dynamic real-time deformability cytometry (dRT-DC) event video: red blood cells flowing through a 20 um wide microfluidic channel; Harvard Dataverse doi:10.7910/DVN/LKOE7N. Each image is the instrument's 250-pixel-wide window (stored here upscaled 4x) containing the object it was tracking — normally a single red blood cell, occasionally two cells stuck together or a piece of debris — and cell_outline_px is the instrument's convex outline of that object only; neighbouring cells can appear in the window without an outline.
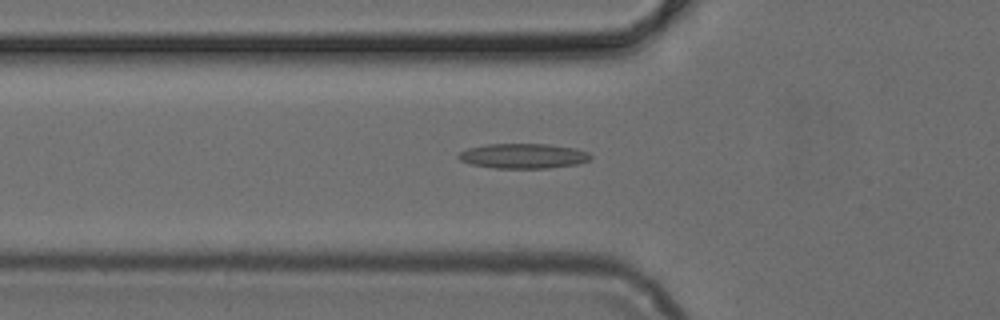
{"species": "common noctule bat (a hibernating species)", "species_latin": "Nyctalus noctula", "temperature_condition": "cold", "stored_images_in_passage": 48, "camera_frame_rate_fps": 3000, "um_per_image_px": 0.085, "animal": {"sex": "female", "body_mass_g": 24.6, "forearm_length_mm": 56.2}, "frame": {"image": 1, "passage_image": 16, "time_ms": 5.0, "image_size_px": [1000, 320], "cell_outline_px": [[592, 156], [588, 160], [576, 164], [548, 168], [496, 168], [472, 164], [460, 160], [456, 156], [460, 152], [468, 148], [488, 144], [548, 144], [576, 148], [588, 152]], "centroid_in_image_um": [44.48, 13.25], "position_along_channel_um": 81.3, "area_um2": 19.07}}
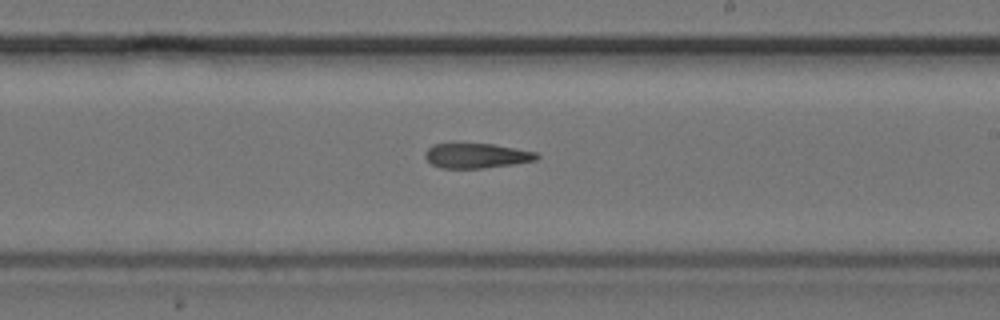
{"frame": {"image": 2, "passage_image": 28, "time_ms": 9.0, "image_size_px": [1000, 320], "cell_outline_px": [[540, 156], [536, 160], [512, 164], [484, 168], [440, 168], [432, 164], [424, 156], [424, 152], [432, 144], [452, 140], [456, 140], [492, 144], [516, 148], [536, 152]], "centroid_in_image_um": [40.41, 13.17], "position_along_channel_um": 248.6, "area_um2": 16.99}}
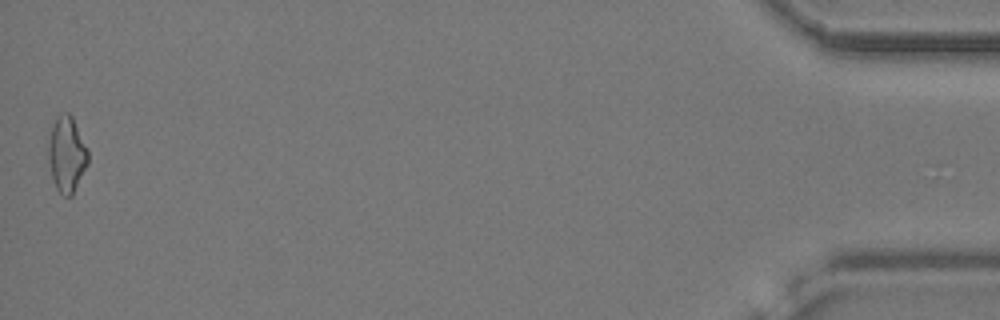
{"frame": {"image": 3, "passage_image": 48, "time_ms": 15.667, "image_size_px": [1000, 320], "cell_outline_px": [[88, 164], [72, 196], [64, 196], [56, 188], [52, 176], [48, 160], [48, 144], [52, 124], [56, 116], [60, 112], [68, 112], [72, 116], [88, 148]], "centroid_in_image_um": [5.68, 13.08], "position_along_channel_um": 429.5, "area_um2": 17.69}}